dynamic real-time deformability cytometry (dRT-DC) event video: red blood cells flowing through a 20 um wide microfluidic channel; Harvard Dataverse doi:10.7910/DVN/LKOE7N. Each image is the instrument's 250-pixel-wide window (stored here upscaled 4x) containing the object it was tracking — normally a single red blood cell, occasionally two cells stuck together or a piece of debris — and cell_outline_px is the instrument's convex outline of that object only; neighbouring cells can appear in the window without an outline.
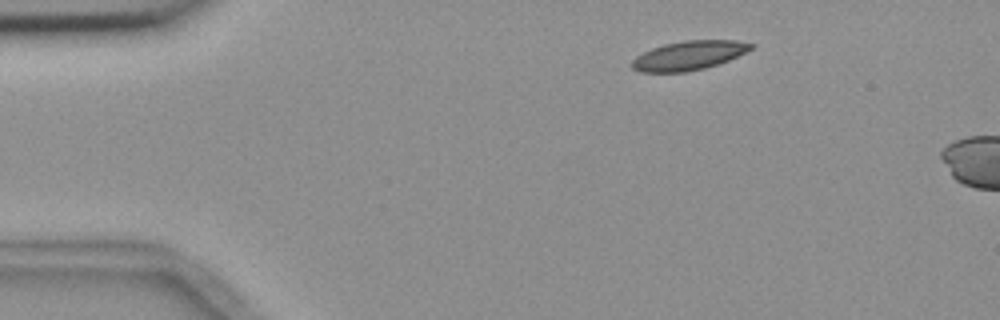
{"species": "common noctule bat (a hibernating species)", "species_latin": "Nyctalus noctula", "temperature_condition": "room temperature", "stored_images_in_passage": 4, "camera_frame_rate_fps": 3000, "um_per_image_px": 0.085, "animal": {"sex": "female", "body_mass_g": 18.4}, "frame": {"image": 1, "passage_image": 2, "time_ms": 1.0, "image_size_px": [1000, 320], "cell_outline_px": [[756, 44], [752, 48], [728, 60], [704, 68], [688, 72], [640, 72], [632, 68], [628, 64], [636, 56], [652, 48], [664, 44], [684, 40], [736, 40]], "centroid_in_image_um": [58.5, 4.71], "position_along_channel_um": 26.5, "area_um2": 20.17}}